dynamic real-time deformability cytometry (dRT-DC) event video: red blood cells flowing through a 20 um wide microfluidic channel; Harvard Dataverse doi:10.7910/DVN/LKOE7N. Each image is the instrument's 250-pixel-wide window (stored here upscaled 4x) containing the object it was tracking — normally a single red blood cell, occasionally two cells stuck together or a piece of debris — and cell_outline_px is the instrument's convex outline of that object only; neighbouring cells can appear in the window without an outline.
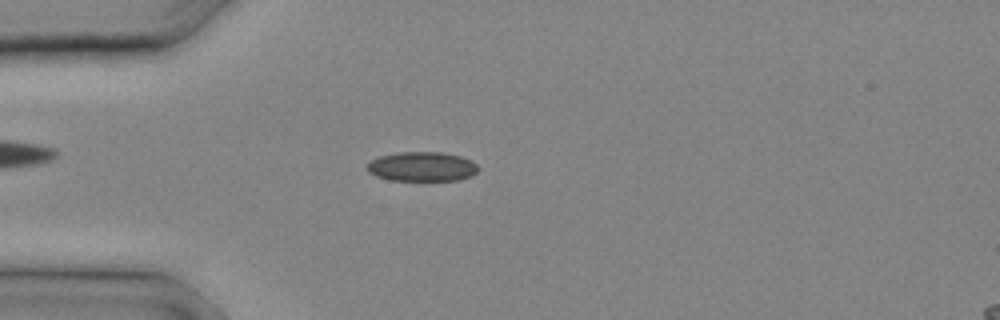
{"species": "common noctule bat (a hibernating species)", "species_latin": "Nyctalus noctula", "temperature_condition": "cold", "stored_images_in_passage": 13, "camera_frame_rate_fps": 3000, "um_per_image_px": 0.085, "animal": {"sex": "male", "body_mass_g": 20.4}, "frame": {"image": 1, "passage_image": 6, "time_ms": 1.667, "image_size_px": [1000, 320], "cell_outline_px": [[476, 172], [468, 176], [456, 180], [392, 180], [380, 176], [372, 172], [368, 168], [368, 164], [372, 160], [384, 156], [404, 152], [436, 152], [456, 156], [468, 160], [476, 164]], "centroid_in_image_um": [35.88, 14.17], "position_along_channel_um": 49.1, "area_um2": 18.03}}
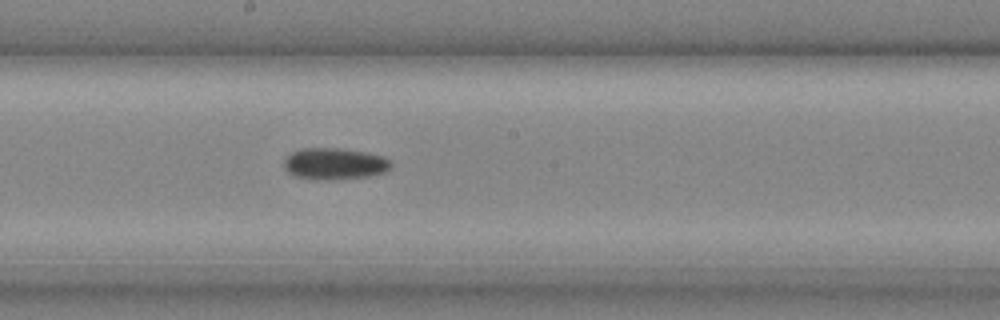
{"frame": {"image": 2, "passage_image": 13, "time_ms": 4.0, "image_size_px": [1000, 320], "cell_outline_px": [[388, 168], [380, 172], [356, 176], [300, 176], [292, 172], [284, 164], [288, 156], [296, 152], [320, 148], [360, 152], [376, 156], [388, 160]], "centroid_in_image_um": [28.42, 13.87], "position_along_channel_um": 219.8, "area_um2": 16.59}}